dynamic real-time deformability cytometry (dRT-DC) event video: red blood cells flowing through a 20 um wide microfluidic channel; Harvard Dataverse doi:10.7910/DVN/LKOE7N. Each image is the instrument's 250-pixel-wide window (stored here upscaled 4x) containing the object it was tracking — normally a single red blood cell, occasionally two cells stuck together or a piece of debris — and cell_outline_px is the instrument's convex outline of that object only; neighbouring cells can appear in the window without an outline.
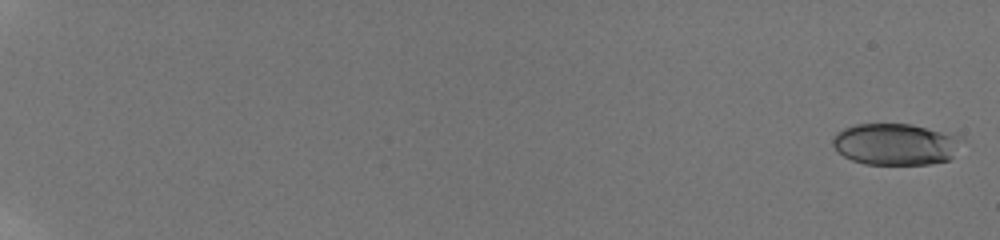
{"species": "human", "species_latin": "Homo sapiens", "temperature_condition": "room temperature", "stored_images_in_passage": 47, "camera_frame_rate_fps": 3000, "um_per_image_px": 0.085, "donor": {"sex": "male"}, "frame": {"image": 1, "passage_image": 3, "time_ms": 0.333, "image_size_px": [1000, 240], "cell_outline_px": [[964, 140], [952, 156], [948, 160], [928, 164], [864, 164], [852, 160], [844, 156], [832, 144], [832, 136], [836, 132], [844, 128], [856, 124], [908, 124], [964, 136]], "centroid_in_image_um": [76.13, 12.25], "position_along_channel_um": 8.9, "area_um2": 31.33}}
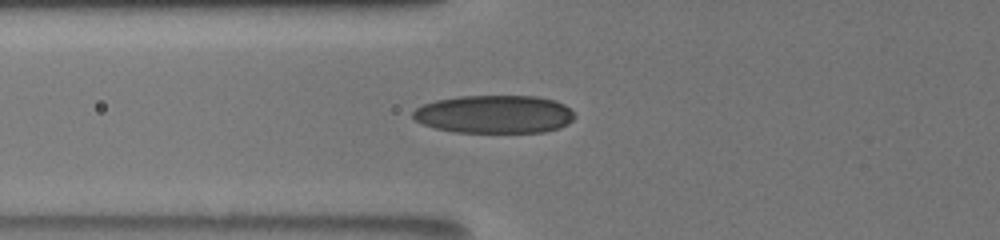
{"frame": {"image": 2, "passage_image": 35, "time_ms": 8.667, "image_size_px": [1000, 240], "cell_outline_px": [[576, 116], [568, 124], [560, 128], [544, 132], [456, 132], [436, 128], [424, 124], [416, 120], [412, 116], [412, 112], [416, 108], [424, 104], [436, 100], [456, 96], [536, 96], [556, 100], [564, 104]], "centroid_in_image_um": [42.04, 9.7], "position_along_channel_um": 83.8, "area_um2": 35.95}}
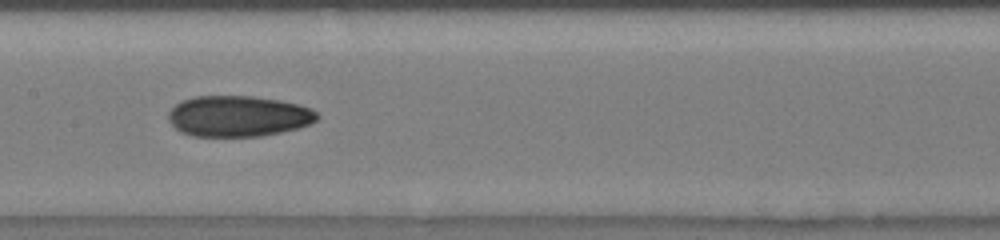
{"frame": {"image": 3, "passage_image": 46, "time_ms": 11.333, "image_size_px": [1000, 240], "cell_outline_px": [[320, 116], [312, 124], [300, 128], [260, 136], [192, 136], [180, 132], [168, 120], [168, 112], [180, 100], [192, 96], [252, 96], [280, 100], [312, 108]], "centroid_in_image_um": [20.25, 9.87], "position_along_channel_um": 187.1, "area_um2": 35.72}}